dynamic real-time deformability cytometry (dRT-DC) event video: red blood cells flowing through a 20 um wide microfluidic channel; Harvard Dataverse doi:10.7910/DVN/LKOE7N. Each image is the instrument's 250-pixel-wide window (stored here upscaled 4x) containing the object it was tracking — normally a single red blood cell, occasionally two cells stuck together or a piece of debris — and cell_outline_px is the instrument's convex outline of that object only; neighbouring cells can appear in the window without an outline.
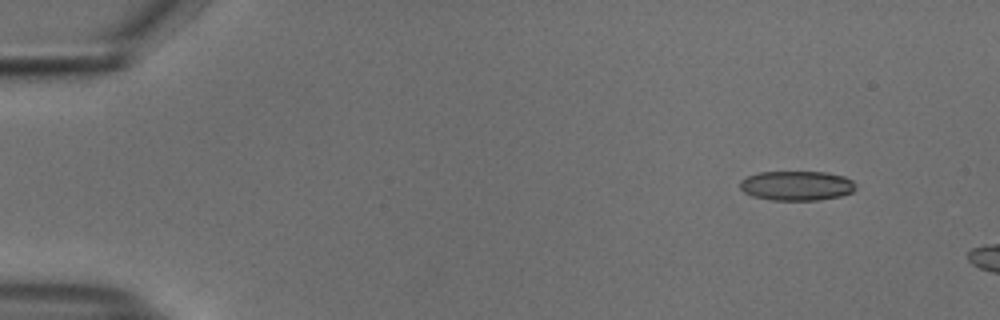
{"species": "common noctule bat (a hibernating species)", "species_latin": "Nyctalus noctula", "temperature_condition": "cold", "stored_images_in_passage": 10, "camera_frame_rate_fps": 3000, "um_per_image_px": 0.085, "animal": {"sex": "male", "body_mass_g": 18.8}, "frame": {"image": 1, "passage_image": 4, "time_ms": 1.0, "image_size_px": [1000, 320], "cell_outline_px": [[856, 188], [852, 192], [840, 196], [820, 200], [772, 200], [752, 196], [744, 192], [740, 188], [740, 180], [748, 176], [760, 172], [824, 172], [844, 176], [852, 180], [856, 184]], "centroid_in_image_um": [67.72, 15.78], "position_along_channel_um": 17.3, "area_um2": 20.0}}